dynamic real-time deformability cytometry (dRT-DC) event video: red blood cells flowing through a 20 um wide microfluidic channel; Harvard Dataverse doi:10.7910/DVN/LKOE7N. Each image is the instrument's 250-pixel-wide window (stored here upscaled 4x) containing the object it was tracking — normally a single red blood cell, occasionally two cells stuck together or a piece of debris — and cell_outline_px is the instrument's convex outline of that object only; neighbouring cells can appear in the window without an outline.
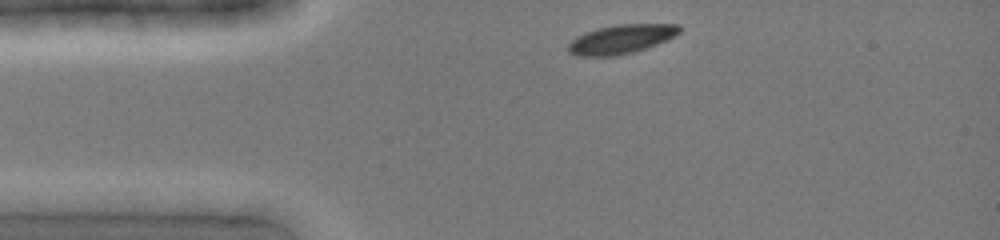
{"species": "common noctule bat (a hibernating species)", "species_latin": "Nyctalus noctula", "temperature_condition": "cold", "stored_images_in_passage": 10, "camera_frame_rate_fps": 3000, "um_per_image_px": 0.085, "animal": {"sex": "female", "body_mass_g": 19.0, "forearm_length_mm": 51.5}, "frame": {"image": 1, "passage_image": 1, "time_ms": 0.0, "image_size_px": [1000, 240], "cell_outline_px": [[680, 32], [668, 40], [648, 48], [616, 56], [576, 56], [568, 52], [568, 44], [576, 36], [584, 32], [596, 28], [616, 24], [680, 24]], "centroid_in_image_um": [52.79, 3.33], "position_along_channel_um": 32.2, "area_um2": 19.07}}
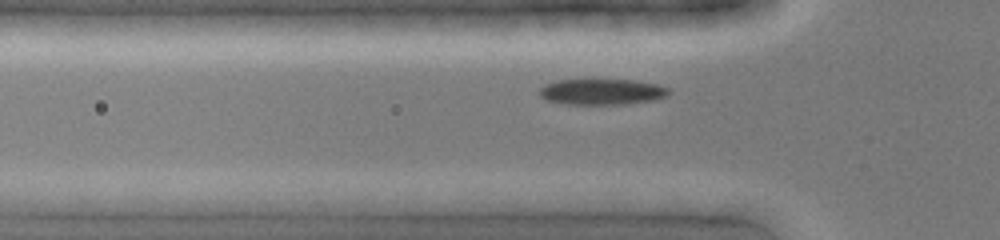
{"frame": {"image": 2, "passage_image": 6, "time_ms": 1.667, "image_size_px": [1000, 240], "cell_outline_px": [[668, 92], [664, 96], [656, 100], [628, 104], [564, 104], [544, 100], [540, 96], [540, 88], [544, 84], [556, 80], [632, 80], [656, 84], [668, 88]], "centroid_in_image_um": [51.1, 7.81], "position_along_channel_um": 74.7, "area_um2": 19.48}}